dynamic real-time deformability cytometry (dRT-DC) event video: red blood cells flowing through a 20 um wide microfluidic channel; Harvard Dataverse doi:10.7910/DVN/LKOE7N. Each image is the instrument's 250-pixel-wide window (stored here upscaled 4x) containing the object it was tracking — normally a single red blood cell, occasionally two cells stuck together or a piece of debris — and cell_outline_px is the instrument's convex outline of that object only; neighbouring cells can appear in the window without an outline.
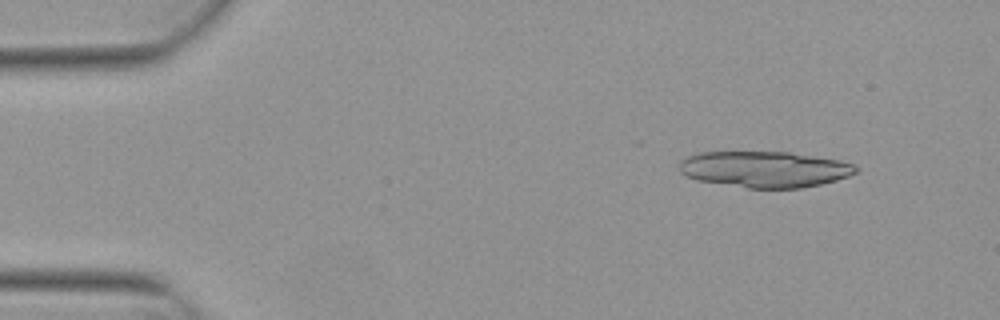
{"species": "Egyptian fruit bat (a non-hibernating species)", "species_latin": "Rousettus aegyptiacus", "temperature_condition": "warm", "stored_images_in_passage": 28, "camera_frame_rate_fps": 3000, "um_per_image_px": 0.085, "animal": {"sex": "female"}, "frame": {"image": 1, "passage_image": 5, "time_ms": 1.333, "image_size_px": [1000, 320], "cell_outline_px": [[860, 168], [856, 172], [848, 176], [836, 180], [820, 184], [800, 188], [748, 188], [696, 180], [680, 172], [680, 160], [688, 156], [700, 152], [792, 152], [840, 160], [852, 164]], "centroid_in_image_um": [65.0, 14.38], "position_along_channel_um": 20.0, "area_um2": 37.17}}
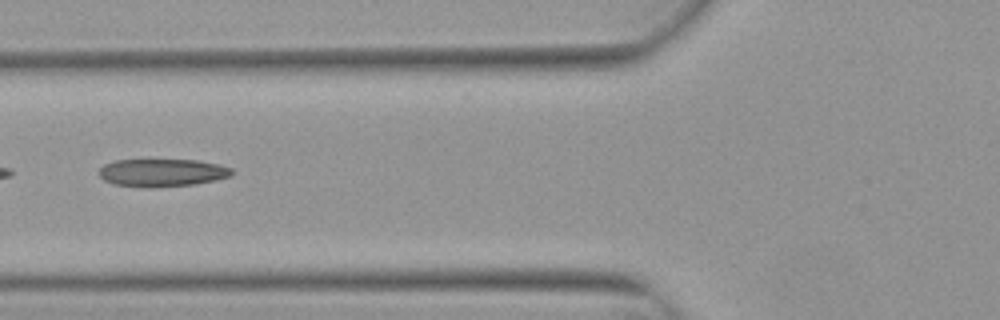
{"frame": {"image": 2, "passage_image": 20, "time_ms": 6.333, "image_size_px": [1000, 320], "cell_outline_px": [[232, 176], [216, 180], [196, 184], [156, 188], [112, 184], [104, 180], [100, 176], [100, 168], [104, 164], [116, 160], [200, 160], [220, 164], [232, 168]], "centroid_in_image_um": [13.82, 14.68], "position_along_channel_um": 112.0, "area_um2": 21.68}}